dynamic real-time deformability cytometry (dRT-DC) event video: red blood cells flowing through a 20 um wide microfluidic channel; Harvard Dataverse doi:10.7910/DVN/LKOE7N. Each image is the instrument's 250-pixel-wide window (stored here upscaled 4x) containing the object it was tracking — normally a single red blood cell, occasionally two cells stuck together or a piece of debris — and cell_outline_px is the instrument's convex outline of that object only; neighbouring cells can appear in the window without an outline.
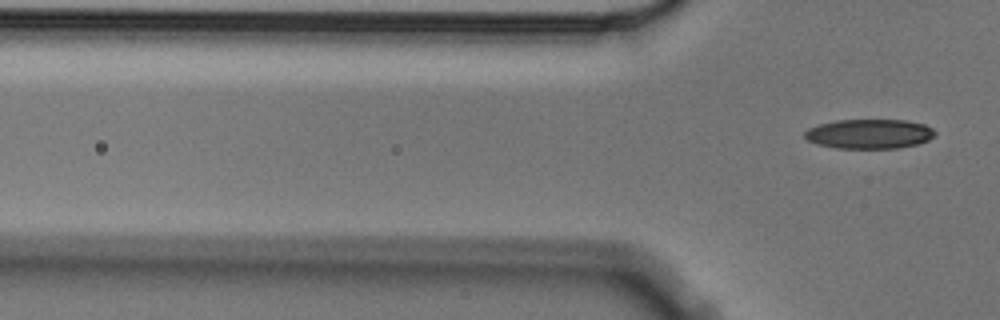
{"species": "Egyptian fruit bat (a non-hibernating species)", "species_latin": "Rousettus aegyptiacus", "temperature_condition": "cold", "stored_images_in_passage": 6, "segment_of_instrument_passage": [2, 2], "camera_frame_rate_fps": 3000, "um_per_image_px": 0.085, "animal": {"sex": "male"}, "frame": {"image": 1, "passage_image": 6, "time_ms": 1.667, "image_size_px": [1000, 320], "cell_outline_px": [[936, 132], [928, 140], [916, 144], [900, 148], [836, 148], [816, 144], [808, 140], [804, 136], [804, 132], [808, 128], [820, 124], [836, 120], [908, 120], [924, 124], [932, 128]], "centroid_in_image_um": [73.88, 11.38], "position_along_channel_um": 51.9, "area_um2": 22.43}}